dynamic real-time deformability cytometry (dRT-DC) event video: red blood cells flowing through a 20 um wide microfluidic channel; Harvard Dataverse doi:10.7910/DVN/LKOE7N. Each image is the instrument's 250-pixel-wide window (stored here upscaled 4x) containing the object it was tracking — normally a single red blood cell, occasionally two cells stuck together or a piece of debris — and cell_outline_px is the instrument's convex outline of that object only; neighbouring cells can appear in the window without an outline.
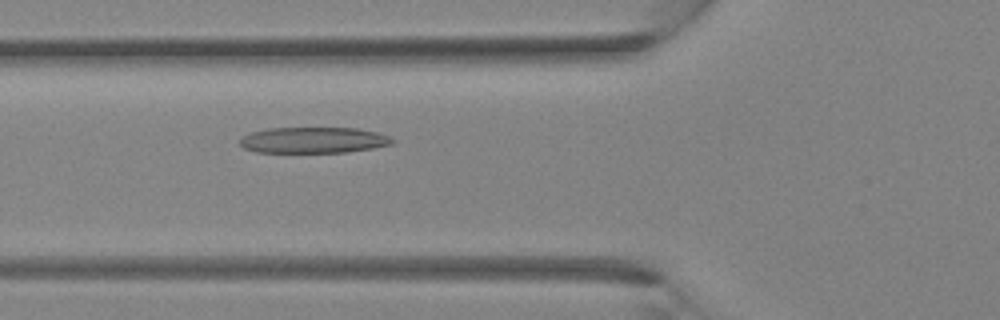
{"species": "Egyptian fruit bat (a non-hibernating species)", "species_latin": "Rousettus aegyptiacus", "temperature_condition": "room temperature", "stored_images_in_passage": 31, "camera_frame_rate_fps": 3000, "um_per_image_px": 0.085, "animal": {"sex": "female"}, "frame": {"image": 1, "passage_image": 8, "time_ms": 2.333, "image_size_px": [1000, 320], "cell_outline_px": [[396, 140], [392, 144], [372, 148], [344, 152], [256, 152], [244, 148], [240, 144], [240, 140], [244, 136], [252, 132], [268, 128], [356, 128], [376, 132], [388, 136]], "centroid_in_image_um": [26.65, 11.91], "position_along_channel_um": 99.1, "area_um2": 22.89}}
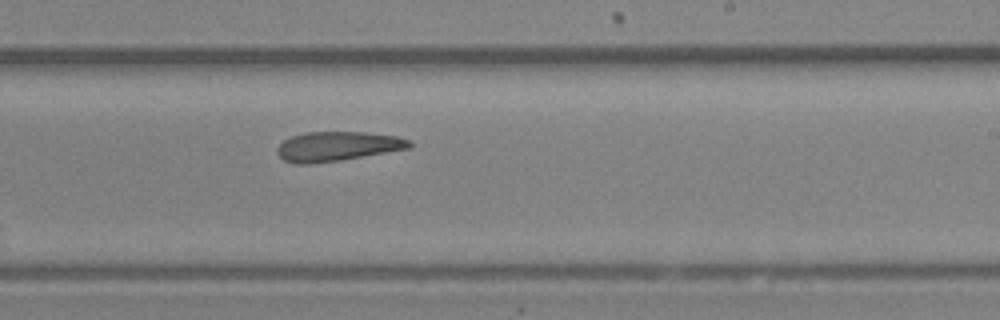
{"frame": {"image": 2, "passage_image": 17, "time_ms": 5.333, "image_size_px": [1000, 320], "cell_outline_px": [[412, 148], [340, 160], [308, 164], [296, 164], [284, 160], [276, 152], [276, 148], [284, 140], [292, 136], [304, 132], [364, 132], [396, 136], [408, 140], [412, 144]], "centroid_in_image_um": [28.66, 12.44], "position_along_channel_um": 260.3, "area_um2": 22.66}}
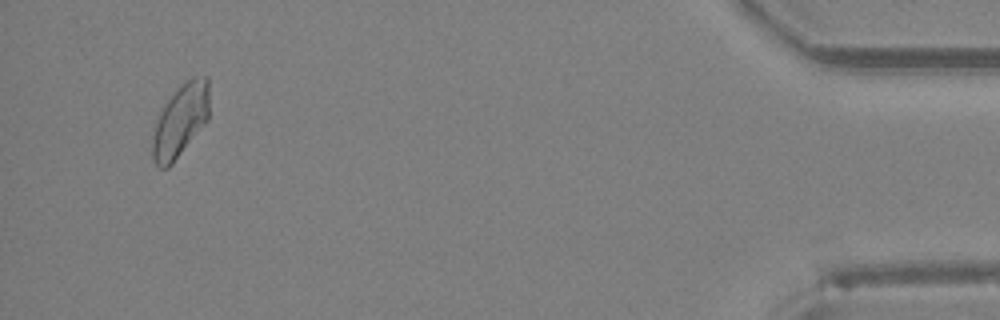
{"frame": {"image": 3, "passage_image": 30, "time_ms": 9.667, "image_size_px": [1000, 320], "cell_outline_px": [[208, 120], [172, 164], [168, 168], [160, 168], [152, 160], [152, 124], [160, 108], [176, 88], [180, 84], [192, 76], [208, 76]], "centroid_in_image_um": [15.28, 10.23], "position_along_channel_um": 419.9, "area_um2": 24.68}}